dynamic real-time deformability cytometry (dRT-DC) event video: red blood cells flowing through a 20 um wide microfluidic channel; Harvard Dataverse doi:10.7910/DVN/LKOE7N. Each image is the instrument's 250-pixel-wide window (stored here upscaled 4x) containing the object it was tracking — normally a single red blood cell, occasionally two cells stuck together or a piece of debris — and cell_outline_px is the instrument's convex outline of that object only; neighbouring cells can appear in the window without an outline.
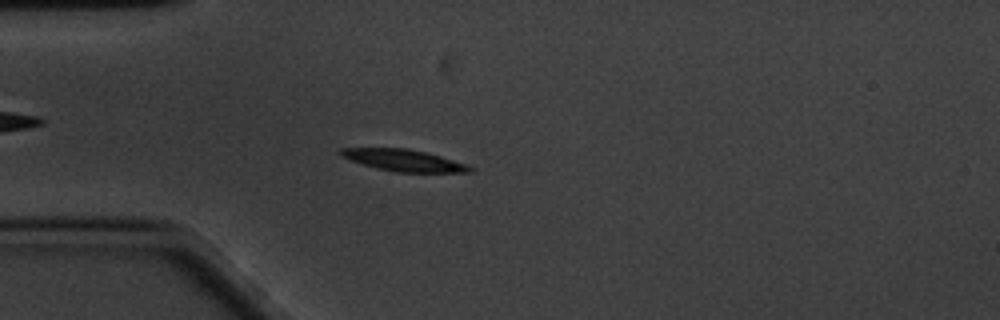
{"species": "common noctule bat (a hibernating species)", "species_latin": "Nyctalus noctula", "temperature_condition": "cold", "stored_images_in_passage": 54, "camera_frame_rate_fps": 3000, "um_per_image_px": 0.085, "animal": {"sex": "male", "body_mass_g": 20.1, "forearm_length_mm": 53.5}, "frame": {"image": 1, "passage_image": 10, "time_ms": 3.0, "image_size_px": [1000, 320], "cell_outline_px": [[472, 172], [396, 172], [376, 168], [340, 156], [336, 152], [340, 148], [408, 148], [440, 156], [464, 164], [472, 168]], "centroid_in_image_um": [34.24, 13.62], "position_along_channel_um": 50.8, "area_um2": 16.07}}
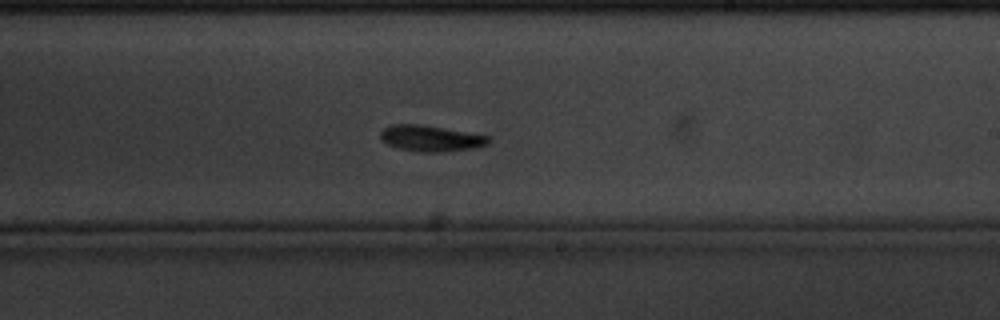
{"frame": {"image": 2, "passage_image": 29, "time_ms": 9.333, "image_size_px": [1000, 320], "cell_outline_px": [[488, 144], [476, 148], [444, 152], [416, 152], [396, 148], [380, 140], [380, 132], [384, 128], [392, 124], [420, 124], [488, 136]], "centroid_in_image_um": [36.55, 11.78], "position_along_channel_um": 252.4, "area_um2": 16.42}}
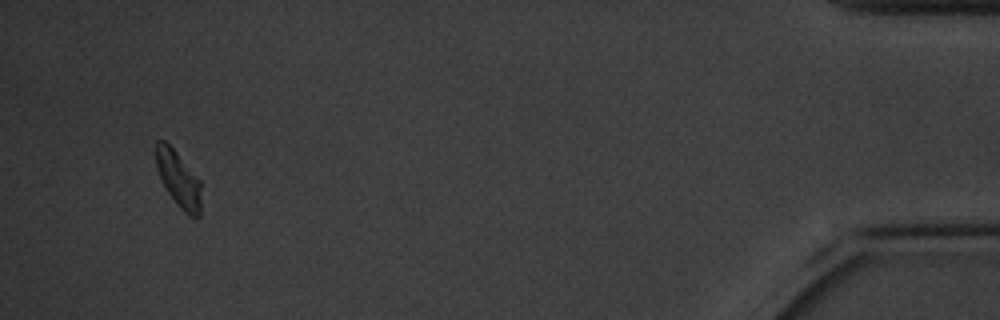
{"frame": {"image": 3, "passage_image": 51, "time_ms": 16.667, "image_size_px": [1000, 320], "cell_outline_px": [[200, 220], [196, 220], [188, 216], [176, 204], [164, 188], [156, 168], [156, 140], [164, 140], [176, 152], [200, 180]], "centroid_in_image_um": [15.17, 15.29], "position_along_channel_um": 420.0, "area_um2": 14.91}, "authors_computed_cell_mechanics": {"area_um2": 15.9528, "velocity_mm_per_s": 3.3262, "shape_relaxation_time_tau1_ms": 2.6559, "shape_relaxation_time_tau2_ms": null, "deformation_change_tau1": 0.123, "deformation_change_tau2": null}}